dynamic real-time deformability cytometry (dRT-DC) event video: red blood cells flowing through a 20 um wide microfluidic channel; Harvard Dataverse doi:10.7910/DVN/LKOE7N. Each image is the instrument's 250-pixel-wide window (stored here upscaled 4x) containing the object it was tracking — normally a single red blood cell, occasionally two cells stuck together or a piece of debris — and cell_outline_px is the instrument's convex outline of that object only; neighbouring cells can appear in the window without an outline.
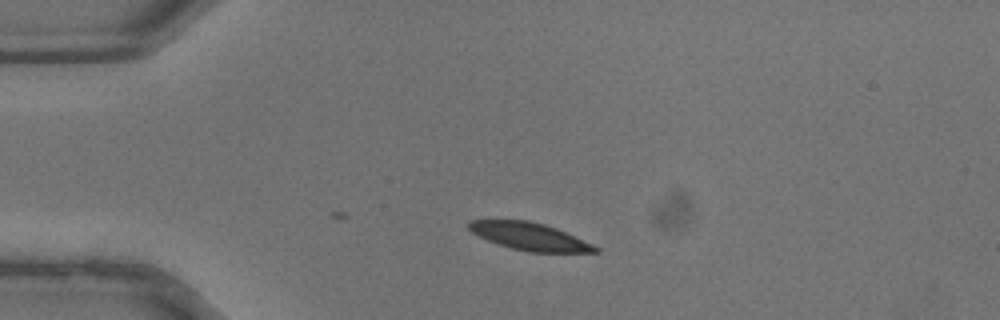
{"species": "common noctule bat (a hibernating species)", "species_latin": "Nyctalus noctula", "temperature_condition": "warm", "stored_images_in_passage": 9, "camera_frame_rate_fps": 3000, "um_per_image_px": 0.085, "animal": {"sex": "male", "body_mass_g": 13.3}, "frame": {"image": 1, "passage_image": 1, "time_ms": 0.0, "image_size_px": [1000, 320], "cell_outline_px": [[600, 252], [528, 252], [512, 248], [488, 240], [472, 232], [468, 228], [468, 220], [528, 220], [544, 224], [556, 228], [592, 244], [600, 248]], "centroid_in_image_um": [45.02, 20.09], "position_along_channel_um": 40.0, "area_um2": 20.0}}
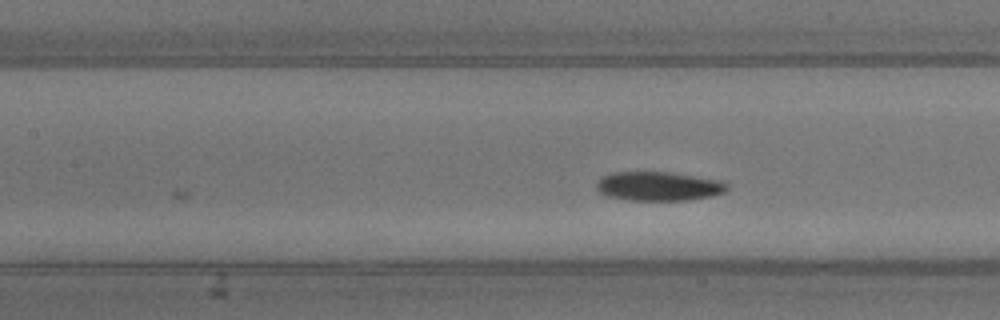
{"frame": {"image": 2, "passage_image": 9, "time_ms": 2.667, "image_size_px": [1000, 320], "cell_outline_px": [[728, 188], [724, 192], [708, 196], [688, 200], [632, 200], [608, 196], [600, 192], [596, 188], [596, 184], [600, 176], [612, 172], [668, 172], [720, 180], [728, 184]], "centroid_in_image_um": [55.94, 15.82], "position_along_channel_um": 151.5, "area_um2": 21.96}}